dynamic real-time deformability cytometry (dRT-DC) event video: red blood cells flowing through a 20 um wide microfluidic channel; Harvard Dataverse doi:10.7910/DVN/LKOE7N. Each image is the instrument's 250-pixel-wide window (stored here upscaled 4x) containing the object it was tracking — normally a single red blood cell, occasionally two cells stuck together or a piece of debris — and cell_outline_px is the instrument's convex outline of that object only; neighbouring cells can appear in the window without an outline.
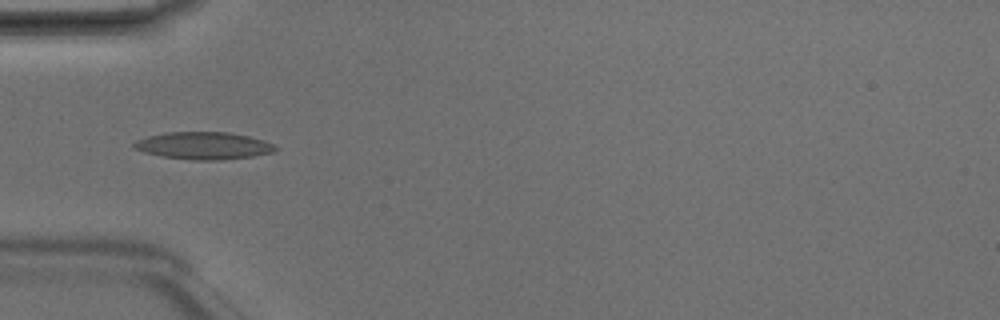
{"species": "Egyptian fruit bat (a non-hibernating species)", "species_latin": "Rousettus aegyptiacus", "temperature_condition": "room temperature", "stored_images_in_passage": 5, "camera_frame_rate_fps": 3000, "um_per_image_px": 0.085, "animal": {"sex": "male"}, "frame": {"image": 1, "passage_image": 4, "time_ms": 1.0, "image_size_px": [1000, 320], "cell_outline_px": [[280, 148], [272, 152], [252, 156], [220, 160], [192, 160], [164, 156], [144, 152], [136, 148], [132, 144], [136, 140], [148, 136], [164, 132], [228, 132], [248, 136], [264, 140]], "centroid_in_image_um": [17.31, 12.37], "position_along_channel_um": 67.7, "area_um2": 22.37}}